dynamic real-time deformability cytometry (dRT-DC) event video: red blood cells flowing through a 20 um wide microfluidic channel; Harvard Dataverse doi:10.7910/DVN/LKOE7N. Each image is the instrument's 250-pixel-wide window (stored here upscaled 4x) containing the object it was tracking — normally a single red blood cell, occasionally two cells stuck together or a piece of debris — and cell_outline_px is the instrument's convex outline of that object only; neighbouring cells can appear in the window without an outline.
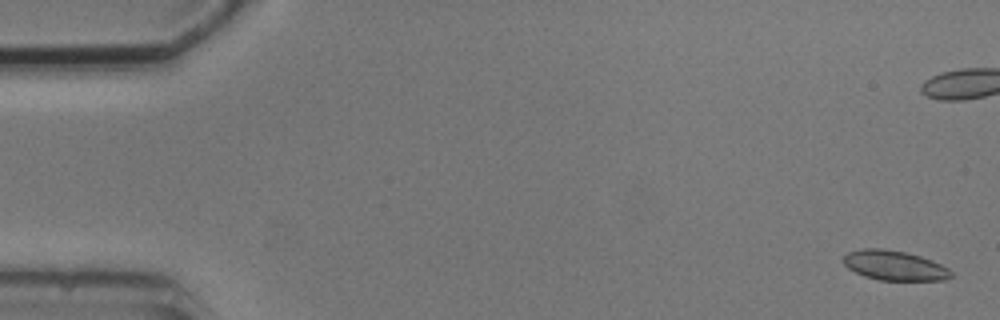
{"species": "common noctule bat (a hibernating species)", "species_latin": "Nyctalus noctula", "temperature_condition": "cold", "stored_images_in_passage": 5, "camera_frame_rate_fps": 3000, "um_per_image_px": 0.085, "animal": {"sex": "male", "body_mass_g": 20.5, "forearm_length_mm": 52.5}, "frame": {"image": 1, "passage_image": 1, "time_ms": 0.0, "image_size_px": [1000, 320], "cell_outline_px": [[952, 276], [944, 280], [880, 280], [864, 276], [848, 268], [844, 264], [844, 256], [848, 252], [864, 248], [884, 248], [904, 252], [920, 256], [932, 260], [948, 268], [952, 272]], "centroid_in_image_um": [76.03, 22.56], "position_along_channel_um": 9.0, "area_um2": 18.55}}